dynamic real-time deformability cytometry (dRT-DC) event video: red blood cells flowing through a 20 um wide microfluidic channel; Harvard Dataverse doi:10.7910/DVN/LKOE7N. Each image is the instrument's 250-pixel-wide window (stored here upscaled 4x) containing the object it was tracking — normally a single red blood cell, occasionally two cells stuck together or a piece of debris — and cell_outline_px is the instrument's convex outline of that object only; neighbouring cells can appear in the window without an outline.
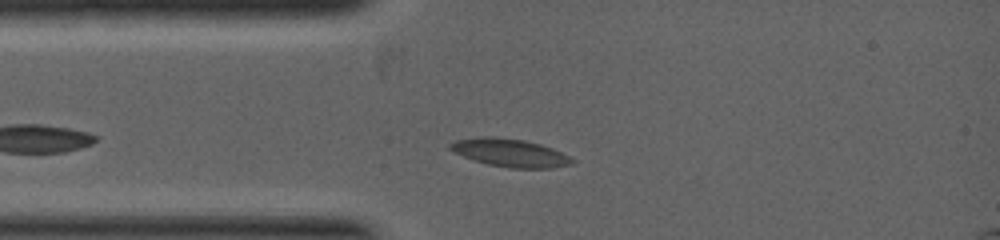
{"species": "common noctule bat (a hibernating species)", "species_latin": "Nyctalus noctula", "temperature_condition": "warm", "stored_images_in_passage": 6, "camera_frame_rate_fps": 5000, "um_per_image_px": 0.085, "animal": {"sex": "female", "body_mass_g": 19.0, "forearm_length_mm": 53.3}, "frame": {"image": 1, "passage_image": 3, "time_ms": 1.0, "image_size_px": [1000, 240], "cell_outline_px": [[576, 160], [572, 164], [552, 168], [512, 168], [488, 164], [452, 152], [448, 148], [448, 144], [456, 140], [480, 136], [492, 136], [524, 140], [540, 144], [552, 148]], "centroid_in_image_um": [43.33, 12.98], "position_along_channel_um": 41.7, "area_um2": 19.83}}
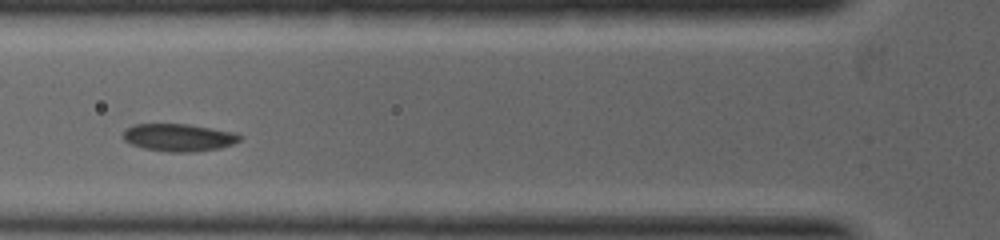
{"frame": {"image": 2, "passage_image": 5, "time_ms": 2.0, "image_size_px": [1000, 240], "cell_outline_px": [[244, 136], [240, 140], [232, 144], [220, 148], [188, 152], [172, 152], [144, 148], [132, 144], [124, 140], [120, 136], [124, 128], [132, 124], [188, 124], [236, 132]], "centroid_in_image_um": [15.17, 11.67], "position_along_channel_um": 110.6, "area_um2": 18.9}}